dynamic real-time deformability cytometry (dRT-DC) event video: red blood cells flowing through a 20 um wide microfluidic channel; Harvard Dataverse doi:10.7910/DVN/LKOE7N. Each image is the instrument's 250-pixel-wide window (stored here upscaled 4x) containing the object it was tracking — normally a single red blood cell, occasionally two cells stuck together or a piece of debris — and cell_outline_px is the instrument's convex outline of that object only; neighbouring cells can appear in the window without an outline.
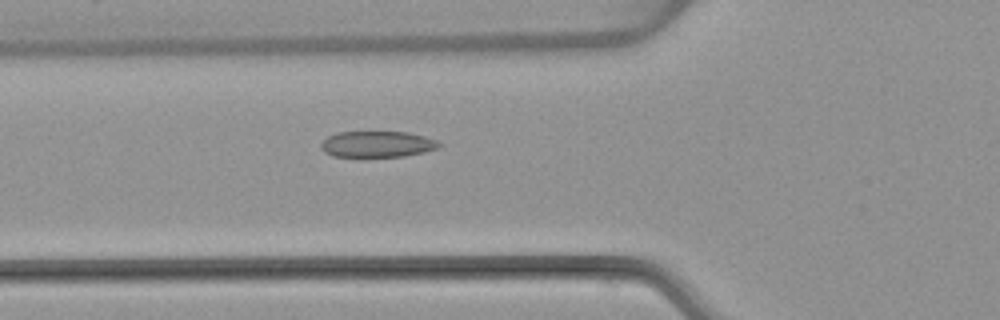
{"species": "common noctule bat (a hibernating species)", "species_latin": "Nyctalus noctula", "temperature_condition": "warm", "stored_images_in_passage": 53, "camera_frame_rate_fps": 3000, "um_per_image_px": 0.085, "animal": {"sex": "female", "body_mass_g": 22.7, "forearm_length_mm": 54.2}, "frame": {"image": 1, "passage_image": 20, "time_ms": 6.333, "image_size_px": [1000, 320], "cell_outline_px": [[444, 144], [436, 148], [424, 152], [404, 156], [332, 156], [324, 152], [320, 148], [320, 144], [328, 136], [336, 132], [408, 132], [424, 136], [436, 140]], "centroid_in_image_um": [32.06, 12.25], "position_along_channel_um": 93.7, "area_um2": 17.92}}
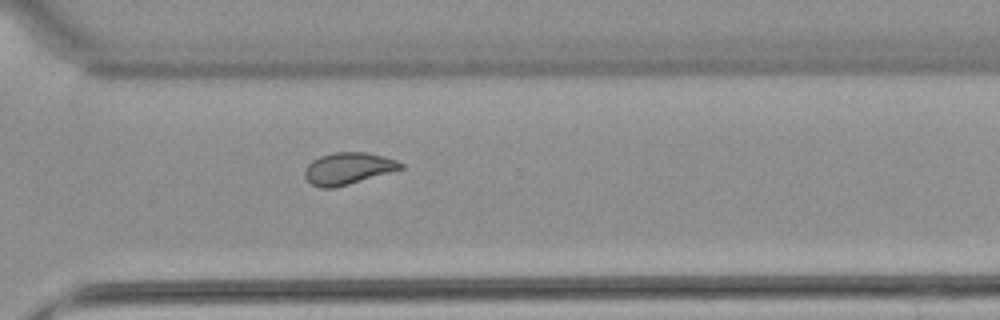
{"frame": {"image": 2, "passage_image": 39, "time_ms": 12.667, "image_size_px": [1000, 320], "cell_outline_px": [[404, 168], [348, 184], [332, 188], [320, 188], [312, 184], [304, 176], [304, 168], [312, 160], [320, 156], [332, 152], [368, 152], [384, 156], [396, 160], [404, 164]], "centroid_in_image_um": [29.57, 14.3], "position_along_channel_um": 341.0, "area_um2": 17.8}}
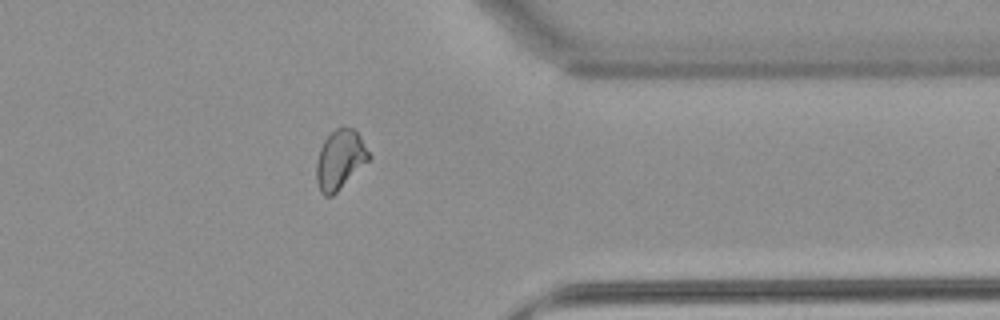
{"frame": {"image": 3, "passage_image": 43, "time_ms": 14.0, "image_size_px": [1000, 320], "cell_outline_px": [[372, 156], [332, 196], [324, 196], [320, 192], [316, 180], [316, 164], [320, 148], [324, 140], [336, 128], [344, 124], [352, 128], [360, 136]], "centroid_in_image_um": [28.89, 13.54], "position_along_channel_um": 382.5, "area_um2": 18.03}, "authors_computed_cell_mechanics": {"area_um2": 18.785, "velocity_mm_per_s": 3.8927, "shape_relaxation_time_tau1_ms": null, "shape_relaxation_time_tau2_ms": 1.2039, "deformation_change_tau1": null, "deformation_change_tau2": 0.0495}}